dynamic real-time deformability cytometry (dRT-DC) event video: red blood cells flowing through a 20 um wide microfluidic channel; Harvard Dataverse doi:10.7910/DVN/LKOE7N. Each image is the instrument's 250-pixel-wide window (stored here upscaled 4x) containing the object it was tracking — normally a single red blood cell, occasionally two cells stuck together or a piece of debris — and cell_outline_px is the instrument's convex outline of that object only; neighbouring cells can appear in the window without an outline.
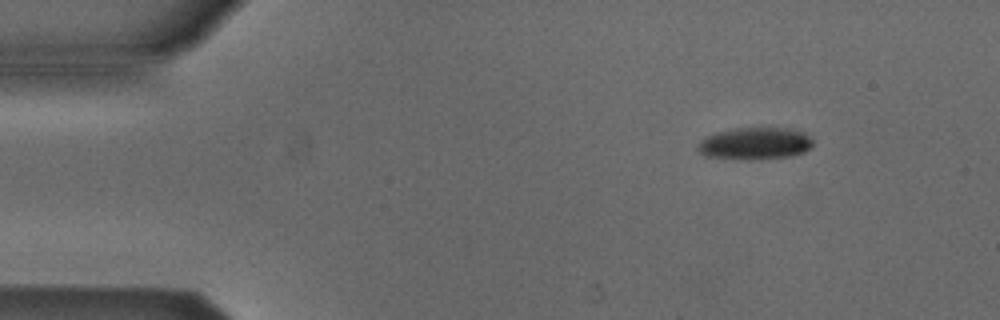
{"species": "Egyptian fruit bat (a non-hibernating species)", "species_latin": "Rousettus aegyptiacus", "temperature_condition": "cold", "stored_images_in_passage": 7, "camera_frame_rate_fps": 3000, "um_per_image_px": 0.085, "animal": {"sex": "male"}, "frame": {"image": 1, "passage_image": 2, "time_ms": 0.333, "image_size_px": [1000, 320], "cell_outline_px": [[812, 144], [804, 152], [792, 156], [760, 160], [748, 160], [704, 156], [696, 148], [700, 140], [716, 132], [736, 128], [796, 128], [804, 132], [812, 140]], "centroid_in_image_um": [64.18, 12.2], "position_along_channel_um": 20.8, "area_um2": 21.79}}
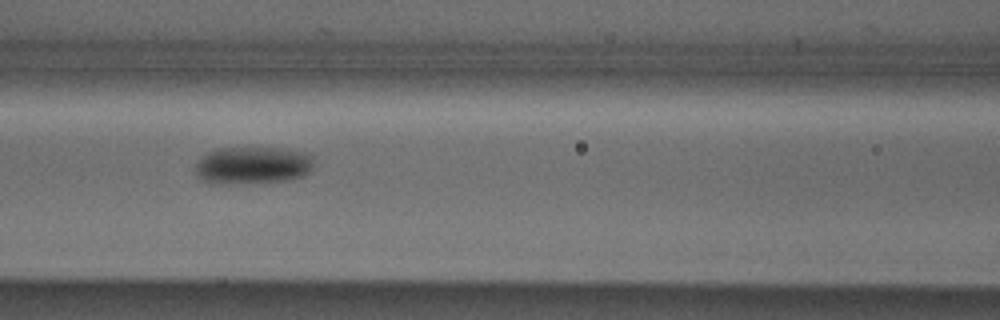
{"frame": {"image": 2, "passage_image": 6, "time_ms": 1.667, "image_size_px": [1000, 320], "cell_outline_px": [[312, 168], [304, 176], [284, 180], [224, 184], [212, 184], [200, 180], [196, 176], [196, 160], [200, 156], [216, 148], [288, 148], [304, 152], [312, 156]], "centroid_in_image_um": [21.41, 14.04], "position_along_channel_um": 145.2, "area_um2": 26.07}}
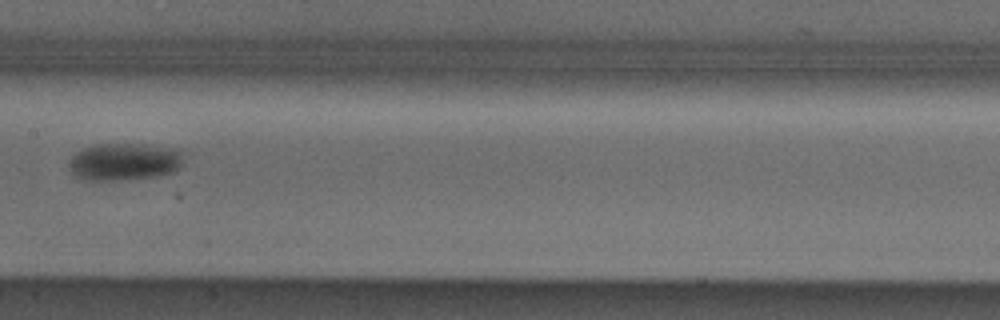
{"frame": {"image": 3, "passage_image": 7, "time_ms": 2.0, "image_size_px": [1000, 320], "cell_outline_px": [[184, 164], [180, 168], [172, 172], [156, 176], [128, 180], [88, 180], [76, 176], [68, 168], [68, 160], [76, 152], [92, 144], [148, 144], [176, 148], [184, 152]], "centroid_in_image_um": [10.61, 13.73], "position_along_channel_um": 196.8, "area_um2": 25.55}}